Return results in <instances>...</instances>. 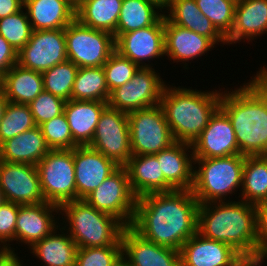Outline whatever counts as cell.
<instances>
[{"label": "cell", "mask_w": 267, "mask_h": 266, "mask_svg": "<svg viewBox=\"0 0 267 266\" xmlns=\"http://www.w3.org/2000/svg\"><path fill=\"white\" fill-rule=\"evenodd\" d=\"M102 67L105 72L109 92L130 81L140 68L116 50Z\"/></svg>", "instance_id": "cell-41"}, {"label": "cell", "mask_w": 267, "mask_h": 266, "mask_svg": "<svg viewBox=\"0 0 267 266\" xmlns=\"http://www.w3.org/2000/svg\"><path fill=\"white\" fill-rule=\"evenodd\" d=\"M109 97L110 92L102 66L78 69L71 92L72 100L108 102Z\"/></svg>", "instance_id": "cell-34"}, {"label": "cell", "mask_w": 267, "mask_h": 266, "mask_svg": "<svg viewBox=\"0 0 267 266\" xmlns=\"http://www.w3.org/2000/svg\"><path fill=\"white\" fill-rule=\"evenodd\" d=\"M59 217L60 206L49 202L19 205L15 244L21 243V247L23 244L27 245L26 247L29 249L36 242L50 235L60 225Z\"/></svg>", "instance_id": "cell-16"}, {"label": "cell", "mask_w": 267, "mask_h": 266, "mask_svg": "<svg viewBox=\"0 0 267 266\" xmlns=\"http://www.w3.org/2000/svg\"><path fill=\"white\" fill-rule=\"evenodd\" d=\"M33 29L24 8L0 19V35L19 52L30 40Z\"/></svg>", "instance_id": "cell-38"}, {"label": "cell", "mask_w": 267, "mask_h": 266, "mask_svg": "<svg viewBox=\"0 0 267 266\" xmlns=\"http://www.w3.org/2000/svg\"><path fill=\"white\" fill-rule=\"evenodd\" d=\"M60 231V232H59ZM78 246L59 225L50 235L36 242L28 251L43 266H75Z\"/></svg>", "instance_id": "cell-29"}, {"label": "cell", "mask_w": 267, "mask_h": 266, "mask_svg": "<svg viewBox=\"0 0 267 266\" xmlns=\"http://www.w3.org/2000/svg\"><path fill=\"white\" fill-rule=\"evenodd\" d=\"M67 58L77 67L103 66L116 50L114 35L90 28L76 18L64 28Z\"/></svg>", "instance_id": "cell-7"}, {"label": "cell", "mask_w": 267, "mask_h": 266, "mask_svg": "<svg viewBox=\"0 0 267 266\" xmlns=\"http://www.w3.org/2000/svg\"><path fill=\"white\" fill-rule=\"evenodd\" d=\"M60 215V225L79 248L122 245L121 236L126 226L115 217L98 211L84 199L62 204Z\"/></svg>", "instance_id": "cell-5"}, {"label": "cell", "mask_w": 267, "mask_h": 266, "mask_svg": "<svg viewBox=\"0 0 267 266\" xmlns=\"http://www.w3.org/2000/svg\"><path fill=\"white\" fill-rule=\"evenodd\" d=\"M164 43L165 57H168L167 59L169 61H173V64H184L181 65L183 66L182 68L184 71L185 69H190V61L195 59L198 61L199 58L201 60L205 53L207 55L209 51L217 48V46L209 38L199 35L187 28L175 25L165 16Z\"/></svg>", "instance_id": "cell-20"}, {"label": "cell", "mask_w": 267, "mask_h": 266, "mask_svg": "<svg viewBox=\"0 0 267 266\" xmlns=\"http://www.w3.org/2000/svg\"><path fill=\"white\" fill-rule=\"evenodd\" d=\"M133 155H155L176 141L160 105L127 113Z\"/></svg>", "instance_id": "cell-9"}, {"label": "cell", "mask_w": 267, "mask_h": 266, "mask_svg": "<svg viewBox=\"0 0 267 266\" xmlns=\"http://www.w3.org/2000/svg\"><path fill=\"white\" fill-rule=\"evenodd\" d=\"M245 155L219 158H194L192 192L199 204L232 201L241 192ZM234 193V194H233Z\"/></svg>", "instance_id": "cell-6"}, {"label": "cell", "mask_w": 267, "mask_h": 266, "mask_svg": "<svg viewBox=\"0 0 267 266\" xmlns=\"http://www.w3.org/2000/svg\"><path fill=\"white\" fill-rule=\"evenodd\" d=\"M0 266H18V259L0 258Z\"/></svg>", "instance_id": "cell-48"}, {"label": "cell", "mask_w": 267, "mask_h": 266, "mask_svg": "<svg viewBox=\"0 0 267 266\" xmlns=\"http://www.w3.org/2000/svg\"><path fill=\"white\" fill-rule=\"evenodd\" d=\"M123 0H82L75 18L82 24L114 34Z\"/></svg>", "instance_id": "cell-31"}, {"label": "cell", "mask_w": 267, "mask_h": 266, "mask_svg": "<svg viewBox=\"0 0 267 266\" xmlns=\"http://www.w3.org/2000/svg\"><path fill=\"white\" fill-rule=\"evenodd\" d=\"M155 155L165 180L175 190H192L194 183L192 144L175 142Z\"/></svg>", "instance_id": "cell-23"}, {"label": "cell", "mask_w": 267, "mask_h": 266, "mask_svg": "<svg viewBox=\"0 0 267 266\" xmlns=\"http://www.w3.org/2000/svg\"><path fill=\"white\" fill-rule=\"evenodd\" d=\"M265 33L267 35V0H244L236 4L234 24L225 38L226 45L257 42L255 40Z\"/></svg>", "instance_id": "cell-22"}, {"label": "cell", "mask_w": 267, "mask_h": 266, "mask_svg": "<svg viewBox=\"0 0 267 266\" xmlns=\"http://www.w3.org/2000/svg\"><path fill=\"white\" fill-rule=\"evenodd\" d=\"M108 106L104 101H66L64 114L70 127L73 141L78 146L89 145L94 137L97 123Z\"/></svg>", "instance_id": "cell-26"}, {"label": "cell", "mask_w": 267, "mask_h": 266, "mask_svg": "<svg viewBox=\"0 0 267 266\" xmlns=\"http://www.w3.org/2000/svg\"><path fill=\"white\" fill-rule=\"evenodd\" d=\"M24 0H0V19L15 14L23 8Z\"/></svg>", "instance_id": "cell-46"}, {"label": "cell", "mask_w": 267, "mask_h": 266, "mask_svg": "<svg viewBox=\"0 0 267 266\" xmlns=\"http://www.w3.org/2000/svg\"><path fill=\"white\" fill-rule=\"evenodd\" d=\"M114 266H134L123 255L119 258Z\"/></svg>", "instance_id": "cell-49"}, {"label": "cell", "mask_w": 267, "mask_h": 266, "mask_svg": "<svg viewBox=\"0 0 267 266\" xmlns=\"http://www.w3.org/2000/svg\"><path fill=\"white\" fill-rule=\"evenodd\" d=\"M76 200L84 199L120 166L92 147L73 148Z\"/></svg>", "instance_id": "cell-18"}, {"label": "cell", "mask_w": 267, "mask_h": 266, "mask_svg": "<svg viewBox=\"0 0 267 266\" xmlns=\"http://www.w3.org/2000/svg\"><path fill=\"white\" fill-rule=\"evenodd\" d=\"M198 210L192 190L149 193L137 198L131 227L157 245L180 250L197 233Z\"/></svg>", "instance_id": "cell-1"}, {"label": "cell", "mask_w": 267, "mask_h": 266, "mask_svg": "<svg viewBox=\"0 0 267 266\" xmlns=\"http://www.w3.org/2000/svg\"><path fill=\"white\" fill-rule=\"evenodd\" d=\"M124 167L128 173L131 190L137 198L149 193L175 190L165 180L156 155H132Z\"/></svg>", "instance_id": "cell-24"}, {"label": "cell", "mask_w": 267, "mask_h": 266, "mask_svg": "<svg viewBox=\"0 0 267 266\" xmlns=\"http://www.w3.org/2000/svg\"><path fill=\"white\" fill-rule=\"evenodd\" d=\"M115 45L116 51L140 68H153L151 61L165 57L164 15L152 26L121 34Z\"/></svg>", "instance_id": "cell-14"}, {"label": "cell", "mask_w": 267, "mask_h": 266, "mask_svg": "<svg viewBox=\"0 0 267 266\" xmlns=\"http://www.w3.org/2000/svg\"><path fill=\"white\" fill-rule=\"evenodd\" d=\"M39 127L50 150L73 149L78 146L73 141L64 113L45 121Z\"/></svg>", "instance_id": "cell-40"}, {"label": "cell", "mask_w": 267, "mask_h": 266, "mask_svg": "<svg viewBox=\"0 0 267 266\" xmlns=\"http://www.w3.org/2000/svg\"><path fill=\"white\" fill-rule=\"evenodd\" d=\"M64 29L33 30L30 40L18 52V64L43 72L67 61Z\"/></svg>", "instance_id": "cell-13"}, {"label": "cell", "mask_w": 267, "mask_h": 266, "mask_svg": "<svg viewBox=\"0 0 267 266\" xmlns=\"http://www.w3.org/2000/svg\"><path fill=\"white\" fill-rule=\"evenodd\" d=\"M256 210V266L267 259V201L255 205Z\"/></svg>", "instance_id": "cell-44"}, {"label": "cell", "mask_w": 267, "mask_h": 266, "mask_svg": "<svg viewBox=\"0 0 267 266\" xmlns=\"http://www.w3.org/2000/svg\"><path fill=\"white\" fill-rule=\"evenodd\" d=\"M163 15L164 9L152 0H123L114 38L152 26Z\"/></svg>", "instance_id": "cell-32"}, {"label": "cell", "mask_w": 267, "mask_h": 266, "mask_svg": "<svg viewBox=\"0 0 267 266\" xmlns=\"http://www.w3.org/2000/svg\"><path fill=\"white\" fill-rule=\"evenodd\" d=\"M68 1L76 7L82 0H68Z\"/></svg>", "instance_id": "cell-52"}, {"label": "cell", "mask_w": 267, "mask_h": 266, "mask_svg": "<svg viewBox=\"0 0 267 266\" xmlns=\"http://www.w3.org/2000/svg\"><path fill=\"white\" fill-rule=\"evenodd\" d=\"M152 1L157 3L163 9H165L168 6L169 2H170V0H152Z\"/></svg>", "instance_id": "cell-50"}, {"label": "cell", "mask_w": 267, "mask_h": 266, "mask_svg": "<svg viewBox=\"0 0 267 266\" xmlns=\"http://www.w3.org/2000/svg\"><path fill=\"white\" fill-rule=\"evenodd\" d=\"M23 257H21V259H18V266H26V264L24 263V260H22Z\"/></svg>", "instance_id": "cell-53"}, {"label": "cell", "mask_w": 267, "mask_h": 266, "mask_svg": "<svg viewBox=\"0 0 267 266\" xmlns=\"http://www.w3.org/2000/svg\"><path fill=\"white\" fill-rule=\"evenodd\" d=\"M6 201L4 194H3V190L0 187V206Z\"/></svg>", "instance_id": "cell-51"}, {"label": "cell", "mask_w": 267, "mask_h": 266, "mask_svg": "<svg viewBox=\"0 0 267 266\" xmlns=\"http://www.w3.org/2000/svg\"><path fill=\"white\" fill-rule=\"evenodd\" d=\"M33 30L64 29L75 19L76 7L68 0H24Z\"/></svg>", "instance_id": "cell-25"}, {"label": "cell", "mask_w": 267, "mask_h": 266, "mask_svg": "<svg viewBox=\"0 0 267 266\" xmlns=\"http://www.w3.org/2000/svg\"><path fill=\"white\" fill-rule=\"evenodd\" d=\"M36 168L46 202L61 206L76 200L73 149L50 150Z\"/></svg>", "instance_id": "cell-8"}, {"label": "cell", "mask_w": 267, "mask_h": 266, "mask_svg": "<svg viewBox=\"0 0 267 266\" xmlns=\"http://www.w3.org/2000/svg\"><path fill=\"white\" fill-rule=\"evenodd\" d=\"M122 255L134 266H181L180 252L157 245L126 226L121 236Z\"/></svg>", "instance_id": "cell-21"}, {"label": "cell", "mask_w": 267, "mask_h": 266, "mask_svg": "<svg viewBox=\"0 0 267 266\" xmlns=\"http://www.w3.org/2000/svg\"><path fill=\"white\" fill-rule=\"evenodd\" d=\"M7 103L8 100L6 99V97L4 96L3 92L0 89V121L3 117Z\"/></svg>", "instance_id": "cell-47"}, {"label": "cell", "mask_w": 267, "mask_h": 266, "mask_svg": "<svg viewBox=\"0 0 267 266\" xmlns=\"http://www.w3.org/2000/svg\"><path fill=\"white\" fill-rule=\"evenodd\" d=\"M195 2L201 13L226 38L234 24L236 4L231 0H195Z\"/></svg>", "instance_id": "cell-37"}, {"label": "cell", "mask_w": 267, "mask_h": 266, "mask_svg": "<svg viewBox=\"0 0 267 266\" xmlns=\"http://www.w3.org/2000/svg\"><path fill=\"white\" fill-rule=\"evenodd\" d=\"M239 87H223L219 108L228 116L245 156L267 155V66Z\"/></svg>", "instance_id": "cell-2"}, {"label": "cell", "mask_w": 267, "mask_h": 266, "mask_svg": "<svg viewBox=\"0 0 267 266\" xmlns=\"http://www.w3.org/2000/svg\"><path fill=\"white\" fill-rule=\"evenodd\" d=\"M164 16L173 24L187 28L209 38L215 45L226 44L225 38L211 21L201 13L195 0H170L164 9Z\"/></svg>", "instance_id": "cell-27"}, {"label": "cell", "mask_w": 267, "mask_h": 266, "mask_svg": "<svg viewBox=\"0 0 267 266\" xmlns=\"http://www.w3.org/2000/svg\"><path fill=\"white\" fill-rule=\"evenodd\" d=\"M36 126L28 104L8 102L0 121V145Z\"/></svg>", "instance_id": "cell-36"}, {"label": "cell", "mask_w": 267, "mask_h": 266, "mask_svg": "<svg viewBox=\"0 0 267 266\" xmlns=\"http://www.w3.org/2000/svg\"><path fill=\"white\" fill-rule=\"evenodd\" d=\"M18 210L19 204L9 201H5L0 206V258L20 259L17 249L14 248L15 244H13L15 243V227Z\"/></svg>", "instance_id": "cell-39"}, {"label": "cell", "mask_w": 267, "mask_h": 266, "mask_svg": "<svg viewBox=\"0 0 267 266\" xmlns=\"http://www.w3.org/2000/svg\"><path fill=\"white\" fill-rule=\"evenodd\" d=\"M0 89L8 102L29 104L44 90L42 72L17 63L0 78Z\"/></svg>", "instance_id": "cell-30"}, {"label": "cell", "mask_w": 267, "mask_h": 266, "mask_svg": "<svg viewBox=\"0 0 267 266\" xmlns=\"http://www.w3.org/2000/svg\"><path fill=\"white\" fill-rule=\"evenodd\" d=\"M197 233L230 245L256 266L255 205L238 199L199 204Z\"/></svg>", "instance_id": "cell-3"}, {"label": "cell", "mask_w": 267, "mask_h": 266, "mask_svg": "<svg viewBox=\"0 0 267 266\" xmlns=\"http://www.w3.org/2000/svg\"><path fill=\"white\" fill-rule=\"evenodd\" d=\"M50 151L39 126L25 131L0 145V161L36 166Z\"/></svg>", "instance_id": "cell-28"}, {"label": "cell", "mask_w": 267, "mask_h": 266, "mask_svg": "<svg viewBox=\"0 0 267 266\" xmlns=\"http://www.w3.org/2000/svg\"><path fill=\"white\" fill-rule=\"evenodd\" d=\"M231 1L234 2L235 4H238V3L243 2L244 0H231Z\"/></svg>", "instance_id": "cell-54"}, {"label": "cell", "mask_w": 267, "mask_h": 266, "mask_svg": "<svg viewBox=\"0 0 267 266\" xmlns=\"http://www.w3.org/2000/svg\"><path fill=\"white\" fill-rule=\"evenodd\" d=\"M181 266H251L230 245L196 233L179 250Z\"/></svg>", "instance_id": "cell-17"}, {"label": "cell", "mask_w": 267, "mask_h": 266, "mask_svg": "<svg viewBox=\"0 0 267 266\" xmlns=\"http://www.w3.org/2000/svg\"><path fill=\"white\" fill-rule=\"evenodd\" d=\"M88 146L124 166L133 155L127 113L107 106Z\"/></svg>", "instance_id": "cell-12"}, {"label": "cell", "mask_w": 267, "mask_h": 266, "mask_svg": "<svg viewBox=\"0 0 267 266\" xmlns=\"http://www.w3.org/2000/svg\"><path fill=\"white\" fill-rule=\"evenodd\" d=\"M223 88L208 90L166 84L160 101L176 142L193 144L220 106Z\"/></svg>", "instance_id": "cell-4"}, {"label": "cell", "mask_w": 267, "mask_h": 266, "mask_svg": "<svg viewBox=\"0 0 267 266\" xmlns=\"http://www.w3.org/2000/svg\"><path fill=\"white\" fill-rule=\"evenodd\" d=\"M0 187L6 201L19 205L46 202L36 166L0 161Z\"/></svg>", "instance_id": "cell-15"}, {"label": "cell", "mask_w": 267, "mask_h": 266, "mask_svg": "<svg viewBox=\"0 0 267 266\" xmlns=\"http://www.w3.org/2000/svg\"><path fill=\"white\" fill-rule=\"evenodd\" d=\"M239 198L254 205L267 201V155L245 156Z\"/></svg>", "instance_id": "cell-33"}, {"label": "cell", "mask_w": 267, "mask_h": 266, "mask_svg": "<svg viewBox=\"0 0 267 266\" xmlns=\"http://www.w3.org/2000/svg\"><path fill=\"white\" fill-rule=\"evenodd\" d=\"M84 200L98 211L107 213L125 226H131L136 209L137 197L130 187L127 170L120 166Z\"/></svg>", "instance_id": "cell-10"}, {"label": "cell", "mask_w": 267, "mask_h": 266, "mask_svg": "<svg viewBox=\"0 0 267 266\" xmlns=\"http://www.w3.org/2000/svg\"><path fill=\"white\" fill-rule=\"evenodd\" d=\"M66 101L53 94L42 91L28 105L37 126L64 113Z\"/></svg>", "instance_id": "cell-43"}, {"label": "cell", "mask_w": 267, "mask_h": 266, "mask_svg": "<svg viewBox=\"0 0 267 266\" xmlns=\"http://www.w3.org/2000/svg\"><path fill=\"white\" fill-rule=\"evenodd\" d=\"M18 62V52L0 35V78Z\"/></svg>", "instance_id": "cell-45"}, {"label": "cell", "mask_w": 267, "mask_h": 266, "mask_svg": "<svg viewBox=\"0 0 267 266\" xmlns=\"http://www.w3.org/2000/svg\"><path fill=\"white\" fill-rule=\"evenodd\" d=\"M79 67L65 61L42 72L44 91L65 101L71 100V92Z\"/></svg>", "instance_id": "cell-35"}, {"label": "cell", "mask_w": 267, "mask_h": 266, "mask_svg": "<svg viewBox=\"0 0 267 266\" xmlns=\"http://www.w3.org/2000/svg\"><path fill=\"white\" fill-rule=\"evenodd\" d=\"M153 68H139L133 78L110 92L108 106L129 113L160 105L166 80Z\"/></svg>", "instance_id": "cell-11"}, {"label": "cell", "mask_w": 267, "mask_h": 266, "mask_svg": "<svg viewBox=\"0 0 267 266\" xmlns=\"http://www.w3.org/2000/svg\"><path fill=\"white\" fill-rule=\"evenodd\" d=\"M122 256V245L78 248L75 266H114Z\"/></svg>", "instance_id": "cell-42"}, {"label": "cell", "mask_w": 267, "mask_h": 266, "mask_svg": "<svg viewBox=\"0 0 267 266\" xmlns=\"http://www.w3.org/2000/svg\"><path fill=\"white\" fill-rule=\"evenodd\" d=\"M194 158H219L240 154L235 130L228 116L218 108L192 144Z\"/></svg>", "instance_id": "cell-19"}]
</instances>
